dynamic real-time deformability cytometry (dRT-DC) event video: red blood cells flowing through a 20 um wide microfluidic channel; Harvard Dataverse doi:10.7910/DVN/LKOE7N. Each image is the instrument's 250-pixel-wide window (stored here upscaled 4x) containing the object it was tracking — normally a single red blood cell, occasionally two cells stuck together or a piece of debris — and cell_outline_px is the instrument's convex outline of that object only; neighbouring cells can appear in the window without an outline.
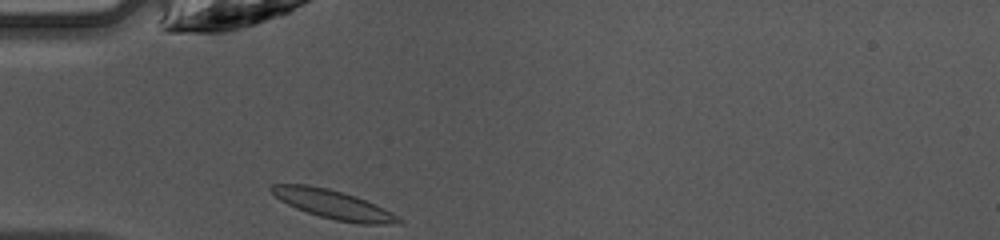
{"species": "common noctule bat (a hibernating species)", "species_latin": "Nyctalus noctula", "temperature_condition": "warm", "stored_images_in_passage": 29, "camera_frame_rate_fps": 3000, "um_per_image_px": 0.085, "animal": {"sex": "female", "body_mass_g": 10.0, "forearm_length_mm": 53.1}, "frame": {"image": 1, "passage_image": 1, "time_ms": 0.0, "image_size_px": [1000, 240], "cell_outline_px": [[404, 224], [360, 224], [336, 220], [320, 216], [296, 208], [280, 200], [268, 188], [272, 184], [308, 184], [328, 188], [344, 192], [356, 196], [384, 208], [404, 220]], "centroid_in_image_um": [28.36, 17.37], "position_along_channel_um": 56.6, "area_um2": 21.39}}
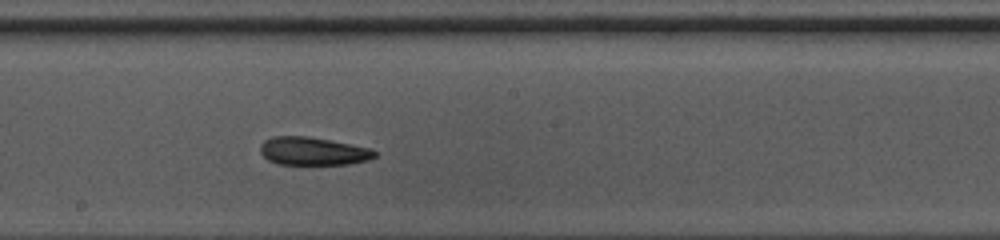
{"frame": {"image": 2, "passage_image": 13, "time_ms": 4.0, "image_size_px": [1000, 240], "cell_outline_px": [[380, 152], [376, 156], [368, 160], [348, 164], [276, 164], [268, 160], [260, 152], [260, 144], [264, 140], [272, 136], [308, 136], [372, 148]], "centroid_in_image_um": [26.62, 12.84], "position_along_channel_um": 221.6, "area_um2": 18.9}}
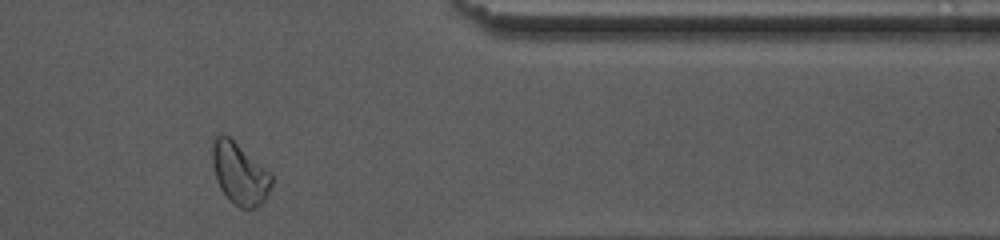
{"frame": {"image": 3, "passage_image": 26, "time_ms": 8.333, "image_size_px": [1000, 240], "cell_outline_px": [[272, 184], [264, 200], [256, 208], [240, 208], [220, 188], [216, 180], [212, 164], [212, 144], [216, 136], [220, 132], [228, 136], [264, 168], [272, 176]], "centroid_in_image_um": [20.33, 14.74], "position_along_channel_um": 391.1, "area_um2": 20.69}, "authors_computed_cell_mechanics": {"area_um2": 19.8832, "velocity_mm_per_s": 4.2537, "shape_relaxation_time_tau1_ms": 4.3225, "shape_relaxation_time_tau2_ms": 4.9659, "deformation_change_tau1": 0.1358, "deformation_change_tau2": 0.0895}}